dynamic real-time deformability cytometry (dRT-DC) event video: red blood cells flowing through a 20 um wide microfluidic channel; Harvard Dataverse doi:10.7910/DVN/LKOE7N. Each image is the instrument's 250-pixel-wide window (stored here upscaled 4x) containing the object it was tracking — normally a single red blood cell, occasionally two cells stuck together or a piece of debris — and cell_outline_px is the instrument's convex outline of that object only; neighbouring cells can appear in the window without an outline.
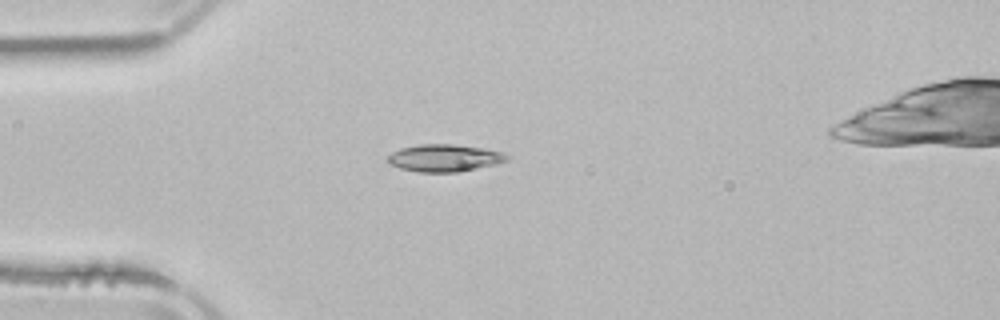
{"species": "common noctule bat (a hibernating species)", "species_latin": "Nyctalus noctula", "temperature_condition": "room temperature", "stored_images_in_passage": 3, "camera_frame_rate_fps": 3000, "um_per_image_px": 0.085, "animal": {"sex": "male", "body_mass_g": 21.5, "forearm_length_mm": 52.0}, "frame": {"image": 1, "passage_image": 2, "time_ms": 1.333, "image_size_px": [1000, 320], "cell_outline_px": [[508, 160], [496, 164], [460, 172], [420, 172], [400, 168], [388, 164], [384, 160], [392, 152], [400, 148], [420, 144], [452, 144], [484, 148], [504, 152], [508, 156]], "centroid_in_image_um": [37.75, 13.43], "position_along_channel_um": 47.2, "area_um2": 19.13}}